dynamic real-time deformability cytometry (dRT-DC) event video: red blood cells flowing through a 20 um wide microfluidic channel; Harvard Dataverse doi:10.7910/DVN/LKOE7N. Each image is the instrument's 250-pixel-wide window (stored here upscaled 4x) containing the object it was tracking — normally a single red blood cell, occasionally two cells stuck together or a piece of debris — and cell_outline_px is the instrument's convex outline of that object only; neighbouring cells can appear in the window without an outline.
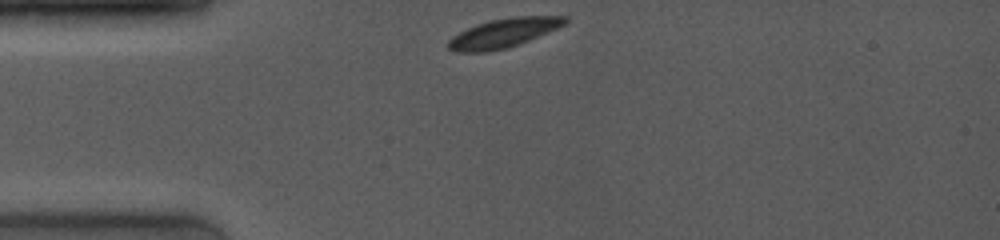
{"species": "common noctule bat (a hibernating species)", "species_latin": "Nyctalus noctula", "temperature_condition": "room temperature", "stored_images_in_passage": 2, "camera_frame_rate_fps": 4000, "um_per_image_px": 0.085, "animal": {"sex": "female", "body_mass_g": 19.0, "forearm_length_mm": 53.3}, "frame": {"image": 1, "passage_image": 1, "time_ms": 0.0, "image_size_px": [1000, 240], "cell_outline_px": [[568, 20], [564, 24], [548, 32], [520, 44], [508, 48], [488, 52], [456, 52], [448, 48], [448, 40], [452, 36], [476, 24], [492, 20], [516, 16], [568, 16]], "centroid_in_image_um": [42.79, 2.82], "position_along_channel_um": 42.2, "area_um2": 19.71}}